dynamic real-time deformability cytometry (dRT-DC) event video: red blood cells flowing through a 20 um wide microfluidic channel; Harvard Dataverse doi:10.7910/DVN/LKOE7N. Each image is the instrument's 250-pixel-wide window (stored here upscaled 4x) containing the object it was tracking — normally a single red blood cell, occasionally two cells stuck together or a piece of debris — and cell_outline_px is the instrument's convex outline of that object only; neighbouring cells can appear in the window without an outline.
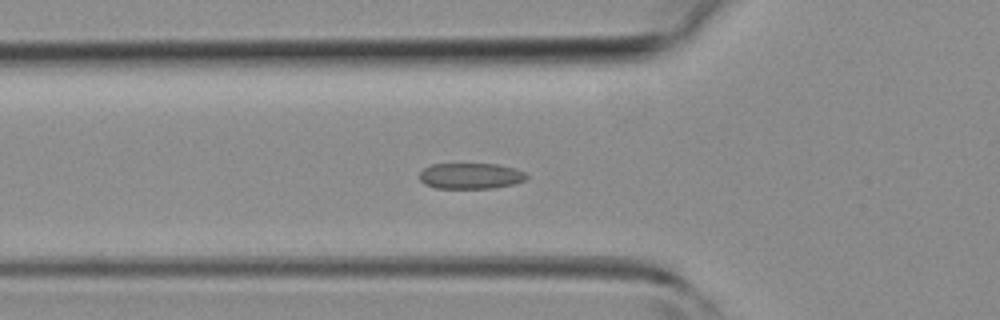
{"species": "common noctule bat (a hibernating species)", "species_latin": "Nyctalus noctula", "temperature_condition": "room temperature", "stored_images_in_passage": 37, "camera_frame_rate_fps": 3000, "um_per_image_px": 0.085, "animal": {"sex": "female", "body_mass_g": 19.3, "forearm_length_mm": 54.1}, "frame": {"image": 1, "passage_image": 7, "time_ms": 2.0, "image_size_px": [1000, 320], "cell_outline_px": [[528, 176], [524, 180], [512, 184], [492, 188], [436, 188], [424, 184], [420, 180], [420, 172], [424, 168], [432, 164], [496, 164], [516, 168], [524, 172]], "centroid_in_image_um": [39.99, 14.95], "position_along_channel_um": 85.8, "area_um2": 16.07}}
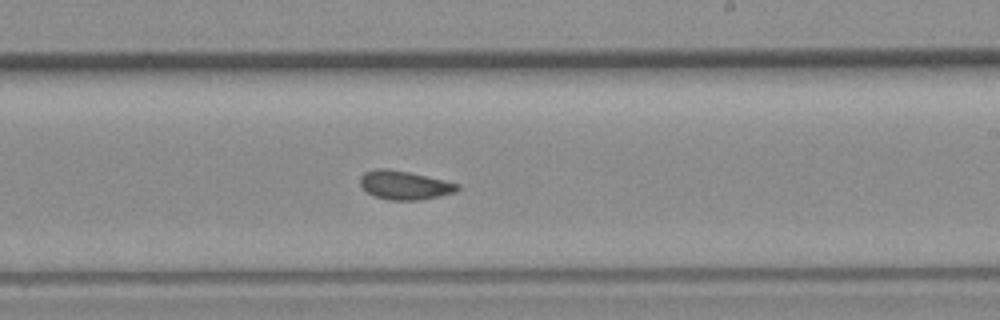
{"frame": {"image": 2, "passage_image": 18, "time_ms": 5.667, "image_size_px": [1000, 320], "cell_outline_px": [[460, 188], [456, 192], [440, 196], [420, 200], [388, 200], [376, 196], [368, 192], [360, 184], [360, 176], [364, 172], [376, 168], [388, 168], [408, 172], [444, 180], [460, 184]], "centroid_in_image_um": [34.4, 15.73], "position_along_channel_um": 254.6, "area_um2": 16.3}}
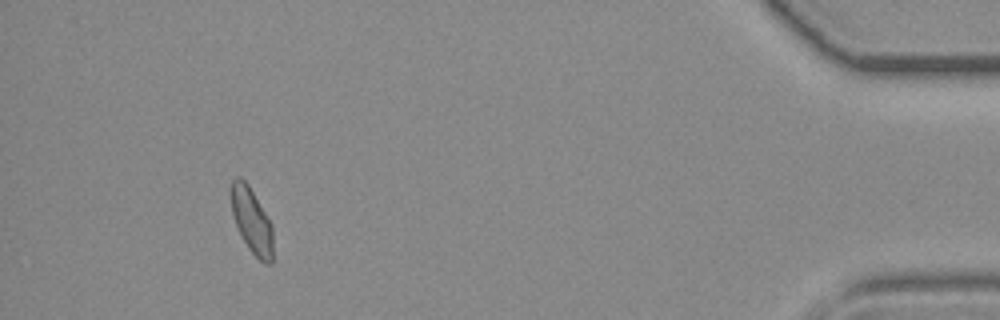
{"frame": {"image": 3, "passage_image": 33, "time_ms": 10.667, "image_size_px": [1000, 320], "cell_outline_px": [[272, 264], [264, 264], [248, 248], [236, 224], [232, 212], [228, 192], [232, 180], [236, 176], [240, 176], [248, 184], [272, 224]], "centroid_in_image_um": [21.36, 18.7], "position_along_channel_um": 413.8, "area_um2": 16.07}}